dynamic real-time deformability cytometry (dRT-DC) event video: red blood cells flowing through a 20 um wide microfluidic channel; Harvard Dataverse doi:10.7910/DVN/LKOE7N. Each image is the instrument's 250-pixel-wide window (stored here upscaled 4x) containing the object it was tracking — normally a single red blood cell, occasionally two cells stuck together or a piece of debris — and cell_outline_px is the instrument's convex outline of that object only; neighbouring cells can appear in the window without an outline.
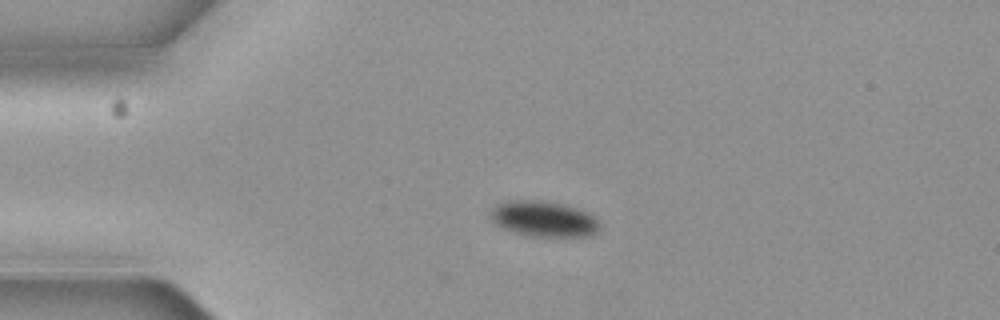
{"species": "common noctule bat (a hibernating species)", "species_latin": "Nyctalus noctula", "temperature_condition": "cold", "stored_images_in_passage": 4, "camera_frame_rate_fps": 3000, "um_per_image_px": 0.085, "animal": {"sex": "female", "body_mass_g": 19.3, "forearm_length_mm": 54.1}, "frame": {"image": 1, "passage_image": 3, "time_ms": 0.667, "image_size_px": [1000, 320], "cell_outline_px": [[600, 228], [592, 236], [524, 236], [500, 228], [492, 220], [492, 208], [500, 204], [512, 200], [524, 200], [556, 204], [572, 208], [584, 212], [592, 216], [600, 224]], "centroid_in_image_um": [46.18, 18.66], "position_along_channel_um": 38.8, "area_um2": 21.96}}